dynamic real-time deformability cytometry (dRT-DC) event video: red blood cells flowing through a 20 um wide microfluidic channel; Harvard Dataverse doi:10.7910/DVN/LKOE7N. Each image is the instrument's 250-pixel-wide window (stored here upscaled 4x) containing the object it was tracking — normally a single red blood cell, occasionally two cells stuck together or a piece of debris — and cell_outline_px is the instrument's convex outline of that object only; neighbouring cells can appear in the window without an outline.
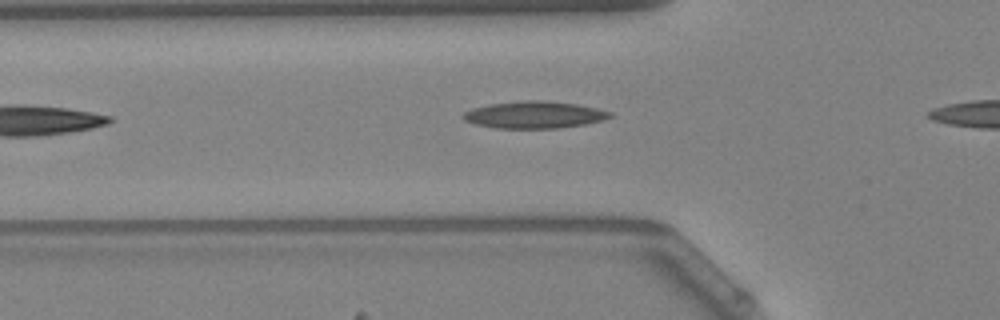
{"species": "Egyptian fruit bat (a non-hibernating species)", "species_latin": "Rousettus aegyptiacus", "temperature_condition": "warm", "stored_images_in_passage": 14, "camera_frame_rate_fps": 3000, "um_per_image_px": 0.085, "animal": {"sex": "female"}, "frame": {"image": 1, "passage_image": 3, "time_ms": 0.667, "image_size_px": [1000, 320], "cell_outline_px": [[612, 116], [604, 120], [584, 124], [556, 128], [496, 128], [476, 124], [464, 120], [460, 116], [464, 112], [472, 108], [488, 104], [520, 100], [540, 100], [576, 104], [596, 108], [612, 112]], "centroid_in_image_um": [45.38, 9.75], "position_along_channel_um": 80.4, "area_um2": 23.12}}